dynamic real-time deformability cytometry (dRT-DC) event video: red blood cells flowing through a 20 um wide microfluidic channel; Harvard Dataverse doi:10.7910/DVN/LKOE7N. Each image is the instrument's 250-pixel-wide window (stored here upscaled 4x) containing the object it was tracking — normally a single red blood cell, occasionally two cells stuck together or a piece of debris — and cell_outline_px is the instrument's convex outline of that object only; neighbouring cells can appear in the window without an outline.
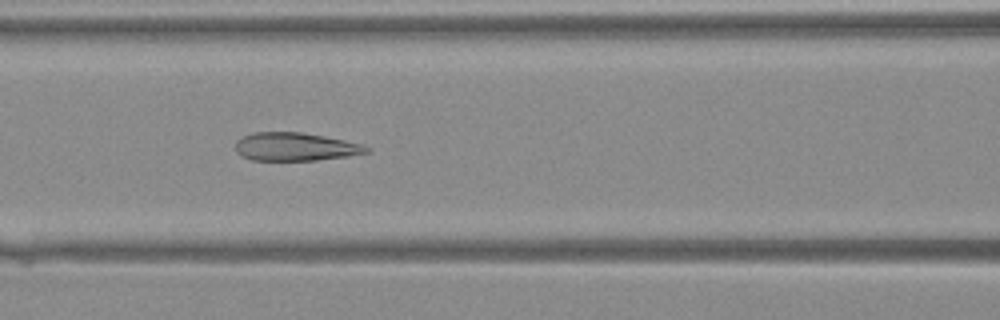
{"species": "Egyptian fruit bat (a non-hibernating species)", "species_latin": "Rousettus aegyptiacus", "temperature_condition": "warm", "stored_images_in_passage": 40, "camera_frame_rate_fps": 3000, "um_per_image_px": 0.085, "animal": {"sex": "female"}, "frame": {"image": 1, "passage_image": 17, "time_ms": 5.333, "image_size_px": [1000, 320], "cell_outline_px": [[368, 152], [348, 156], [316, 160], [252, 160], [240, 156], [236, 152], [236, 140], [252, 132], [300, 132], [324, 136], [344, 140], [360, 144], [368, 148]], "centroid_in_image_um": [25.04, 12.47], "position_along_channel_um": 141.6, "area_um2": 21.39}}
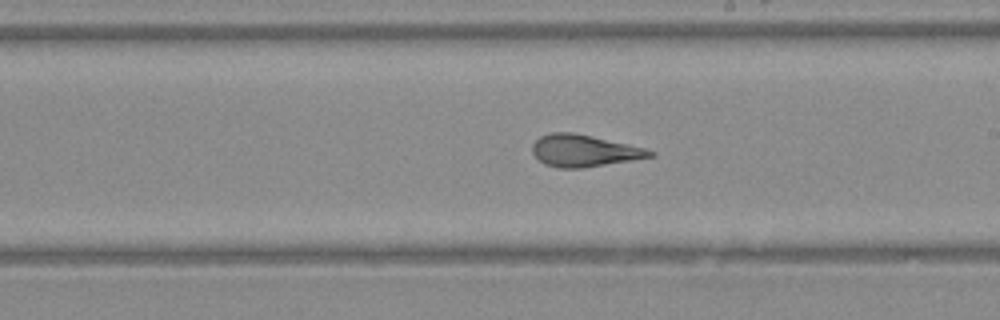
{"frame": {"image": 2, "passage_image": 23, "time_ms": 7.333, "image_size_px": [1000, 320], "cell_outline_px": [[656, 156], [584, 168], [560, 168], [544, 164], [532, 152], [532, 144], [540, 136], [552, 132], [572, 132], [592, 136], [628, 144], [644, 148], [656, 152]], "centroid_in_image_um": [49.65, 12.81], "position_along_channel_um": 239.4, "area_um2": 21.85}}
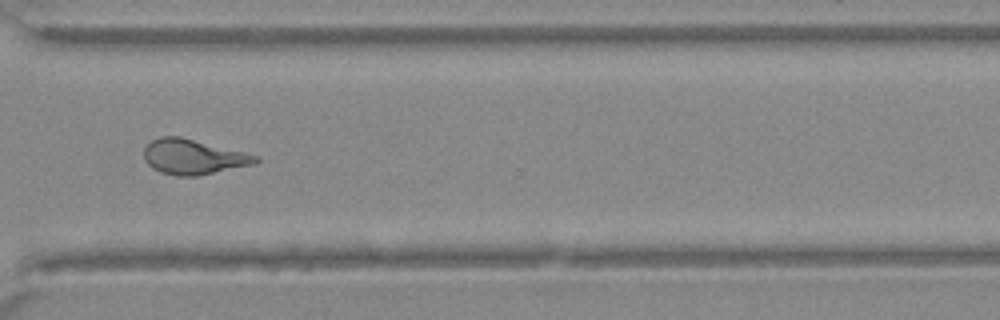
{"frame": {"image": 3, "passage_image": 30, "time_ms": 9.667, "image_size_px": [1000, 320], "cell_outline_px": [[260, 160], [256, 164], [196, 176], [176, 176], [160, 172], [152, 168], [144, 160], [144, 148], [152, 140], [160, 136], [180, 136], [260, 156]], "centroid_in_image_um": [16.43, 13.33], "position_along_channel_um": 354.2, "area_um2": 22.89}}